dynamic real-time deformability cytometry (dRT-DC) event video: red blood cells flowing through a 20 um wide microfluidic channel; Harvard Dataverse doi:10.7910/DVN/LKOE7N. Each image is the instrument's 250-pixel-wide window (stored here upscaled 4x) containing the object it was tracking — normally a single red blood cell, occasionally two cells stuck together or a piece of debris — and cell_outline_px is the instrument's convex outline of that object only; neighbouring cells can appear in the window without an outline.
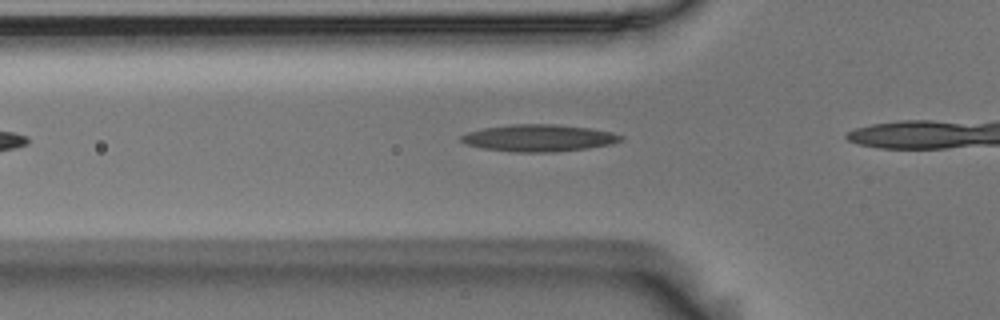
{"species": "Egyptian fruit bat (a non-hibernating species)", "species_latin": "Rousettus aegyptiacus", "temperature_condition": "room temperature", "stored_images_in_passage": 28, "camera_frame_rate_fps": 3000, "um_per_image_px": 0.085, "animal": {"sex": "male"}, "frame": {"image": 1, "passage_image": 3, "time_ms": 0.667, "image_size_px": [1000, 320], "cell_outline_px": [[624, 140], [612, 144], [588, 148], [552, 152], [516, 152], [484, 148], [468, 144], [460, 140], [460, 136], [468, 132], [484, 128], [508, 124], [556, 124], [588, 128], [612, 132], [624, 136]], "centroid_in_image_um": [45.84, 11.72], "position_along_channel_um": 80.0, "area_um2": 25.03}}
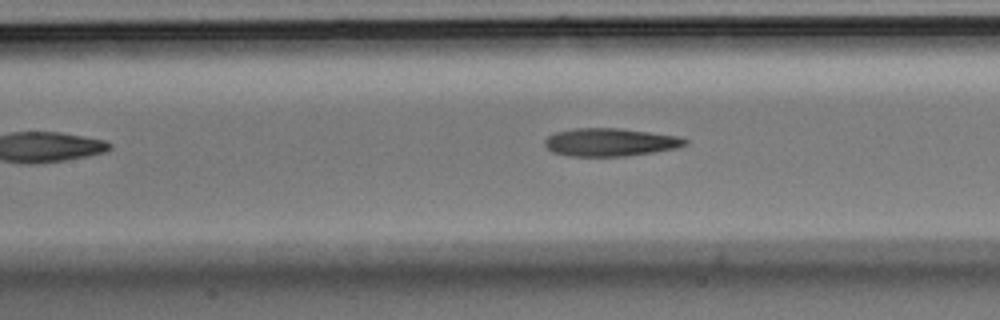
{"frame": {"image": 2, "passage_image": 9, "time_ms": 2.667, "image_size_px": [1000, 320], "cell_outline_px": [[688, 144], [676, 148], [652, 152], [624, 156], [568, 156], [552, 152], [544, 144], [544, 140], [548, 136], [556, 132], [572, 128], [620, 128], [676, 136], [688, 140]], "centroid_in_image_um": [51.82, 12.08], "position_along_channel_um": 155.6, "area_um2": 22.77}}
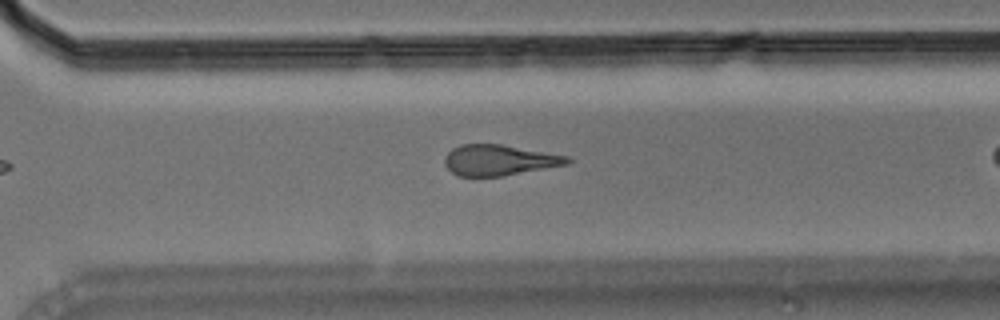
{"frame": {"image": 3, "passage_image": 23, "time_ms": 7.333, "image_size_px": [1000, 320], "cell_outline_px": [[572, 160], [568, 164], [504, 176], [460, 176], [452, 172], [444, 164], [444, 156], [452, 148], [460, 144], [500, 144], [568, 156]], "centroid_in_image_um": [42.41, 13.61], "position_along_channel_um": 328.2, "area_um2": 21.91}}